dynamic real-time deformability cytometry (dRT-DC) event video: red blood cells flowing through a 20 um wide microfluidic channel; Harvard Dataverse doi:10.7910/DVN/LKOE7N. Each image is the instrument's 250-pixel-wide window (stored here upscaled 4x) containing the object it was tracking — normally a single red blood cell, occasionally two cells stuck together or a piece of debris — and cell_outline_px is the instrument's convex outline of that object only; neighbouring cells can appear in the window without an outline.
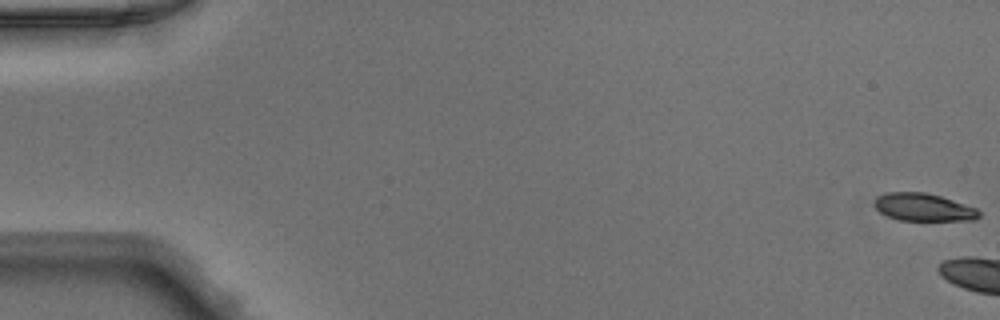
{"species": "Egyptian fruit bat (a non-hibernating species)", "species_latin": "Rousettus aegyptiacus", "temperature_condition": "warm", "stored_images_in_passage": 6, "camera_frame_rate_fps": 3000, "um_per_image_px": 0.085, "animal": {"sex": "male"}, "frame": {"image": 1, "passage_image": 1, "time_ms": 0.0, "image_size_px": [1000, 320], "cell_outline_px": [[980, 216], [972, 220], [900, 220], [888, 216], [880, 212], [872, 204], [876, 196], [888, 192], [924, 192], [940, 196], [976, 208], [980, 212]], "centroid_in_image_um": [78.45, 17.61], "position_along_channel_um": 6.6, "area_um2": 16.76}}